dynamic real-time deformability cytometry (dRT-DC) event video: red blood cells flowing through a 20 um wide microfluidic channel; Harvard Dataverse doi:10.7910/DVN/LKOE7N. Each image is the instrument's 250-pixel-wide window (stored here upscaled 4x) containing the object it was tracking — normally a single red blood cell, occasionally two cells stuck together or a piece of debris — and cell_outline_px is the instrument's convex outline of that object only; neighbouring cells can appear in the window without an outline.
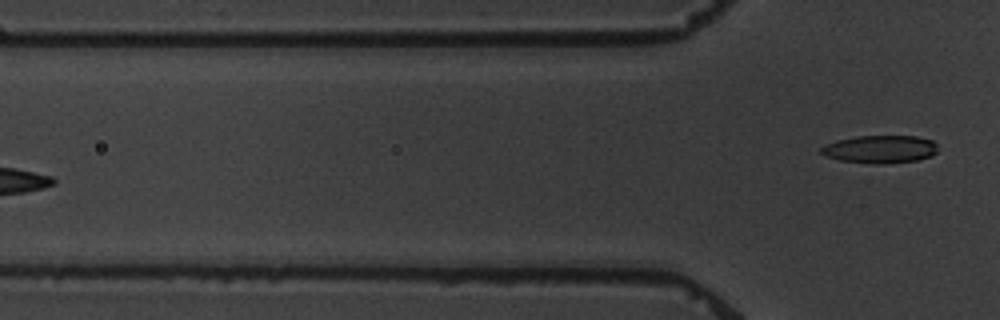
{"species": "common noctule bat (a hibernating species)", "species_latin": "Nyctalus noctula", "temperature_condition": "warm", "stored_images_in_passage": 5, "camera_frame_rate_fps": 3000, "um_per_image_px": 0.085, "animal": {"sex": "male", "body_mass_g": 19.5, "forearm_length_mm": 54.6}, "frame": {"image": 1, "passage_image": 5, "time_ms": 4.333, "image_size_px": [1000, 320], "cell_outline_px": [[936, 152], [932, 156], [916, 160], [884, 164], [876, 164], [840, 160], [824, 156], [820, 152], [820, 148], [824, 144], [836, 140], [856, 136], [916, 136], [932, 140], [936, 144]], "centroid_in_image_um": [74.77, 12.68], "position_along_channel_um": 51.0, "area_um2": 19.02}}